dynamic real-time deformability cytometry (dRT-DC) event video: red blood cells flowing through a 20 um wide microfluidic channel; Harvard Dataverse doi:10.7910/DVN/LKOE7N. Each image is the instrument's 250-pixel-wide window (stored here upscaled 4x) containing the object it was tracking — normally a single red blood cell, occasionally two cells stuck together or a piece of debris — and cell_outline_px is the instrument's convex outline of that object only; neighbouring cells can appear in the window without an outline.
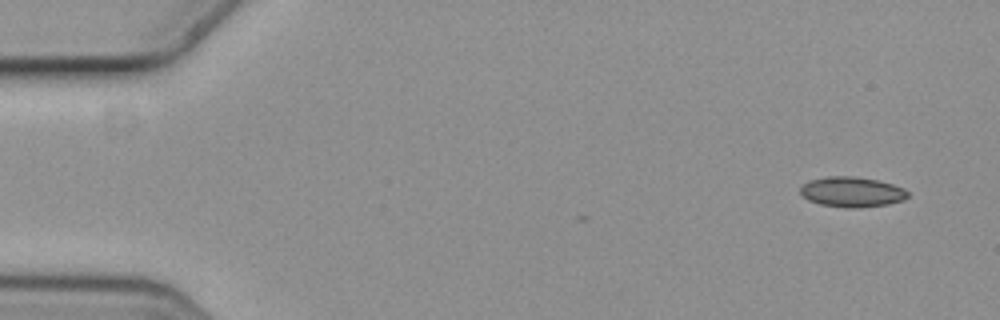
{"species": "common noctule bat (a hibernating species)", "species_latin": "Nyctalus noctula", "temperature_condition": "cold", "stored_images_in_passage": 2, "camera_frame_rate_fps": 3000, "um_per_image_px": 0.085, "animal": {"sex": "female", "body_mass_g": 19.3, "forearm_length_mm": 54.1}, "frame": {"image": 1, "passage_image": 2, "time_ms": 0.333, "image_size_px": [1000, 320], "cell_outline_px": [[908, 196], [904, 200], [888, 204], [856, 208], [844, 208], [820, 204], [808, 200], [800, 192], [800, 188], [804, 184], [812, 180], [828, 176], [852, 176], [876, 180], [892, 184], [904, 188], [908, 192]], "centroid_in_image_um": [72.42, 16.32], "position_along_channel_um": 12.6, "area_um2": 18.79}}